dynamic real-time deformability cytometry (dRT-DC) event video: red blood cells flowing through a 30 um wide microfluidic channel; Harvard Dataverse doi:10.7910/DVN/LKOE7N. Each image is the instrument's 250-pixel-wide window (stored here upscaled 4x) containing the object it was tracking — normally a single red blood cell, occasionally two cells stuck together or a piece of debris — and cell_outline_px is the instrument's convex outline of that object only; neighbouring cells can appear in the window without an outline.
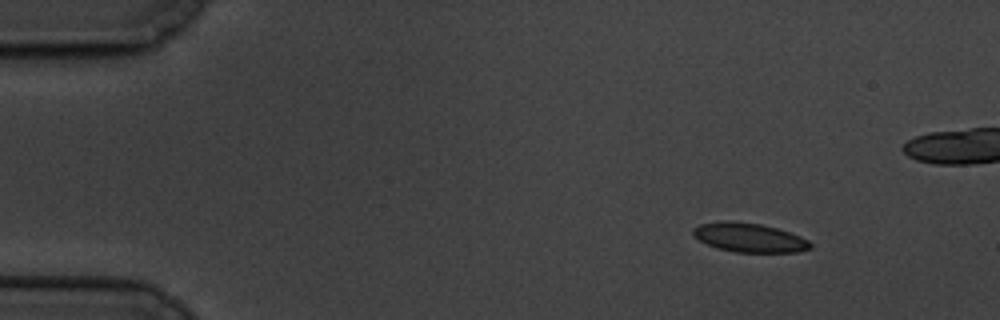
{"species": "common noctule bat (a hibernating species)", "species_latin": "Nyctalus noctula", "temperature_condition": "cold", "stored_images_in_passage": 5, "camera_frame_rate_fps": 3000, "um_per_image_px": 0.085, "animal": {"sex": "male", "body_mass_g": 19.5, "forearm_length_mm": 54.6}, "frame": {"image": 1, "passage_image": 1, "time_ms": 0.0, "image_size_px": [1000, 320], "cell_outline_px": [[812, 248], [796, 252], [736, 252], [716, 248], [700, 240], [692, 232], [692, 228], [700, 224], [728, 220], [760, 224], [776, 228], [800, 236], [808, 240], [812, 244]], "centroid_in_image_um": [63.69, 20.19], "position_along_channel_um": 21.3, "area_um2": 19.71}}
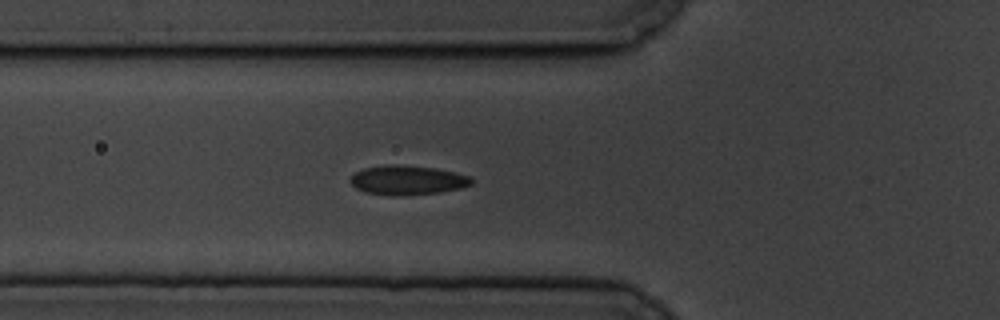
{"frame": {"image": 2, "passage_image": 5, "time_ms": 4.667, "image_size_px": [1000, 320], "cell_outline_px": [[472, 184], [460, 188], [440, 192], [400, 196], [364, 192], [356, 188], [348, 180], [356, 172], [364, 168], [388, 164], [396, 164], [436, 168], [456, 172], [472, 176]], "centroid_in_image_um": [34.65, 15.3], "position_along_channel_um": 91.2, "area_um2": 20.81}}